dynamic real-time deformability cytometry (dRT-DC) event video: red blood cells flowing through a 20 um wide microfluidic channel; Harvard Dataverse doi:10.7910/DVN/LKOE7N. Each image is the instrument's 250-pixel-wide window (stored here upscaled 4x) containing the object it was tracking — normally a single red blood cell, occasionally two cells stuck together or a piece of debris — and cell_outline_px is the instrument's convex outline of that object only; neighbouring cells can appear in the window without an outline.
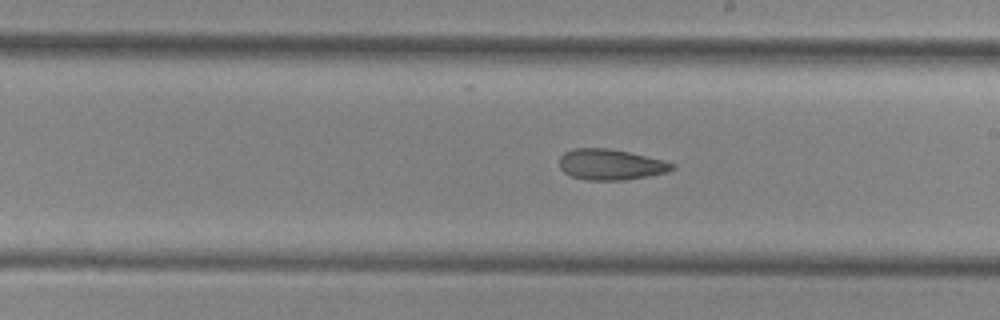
{"species": "common noctule bat (a hibernating species)", "species_latin": "Nyctalus noctula", "temperature_condition": "cold", "stored_images_in_passage": 49, "camera_frame_rate_fps": 3000, "um_per_image_px": 0.085, "animal": {"sex": "female", "body_mass_g": 29.2, "forearm_length_mm": 56.3}, "frame": {"image": 1, "passage_image": 28, "time_ms": 9.0, "image_size_px": [1000, 320], "cell_outline_px": [[676, 168], [668, 172], [648, 176], [624, 180], [588, 180], [572, 176], [564, 172], [560, 168], [560, 156], [564, 152], [572, 148], [608, 148], [628, 152], [664, 160], [676, 164]], "centroid_in_image_um": [51.92, 13.98], "position_along_channel_um": 237.1, "area_um2": 20.29}}